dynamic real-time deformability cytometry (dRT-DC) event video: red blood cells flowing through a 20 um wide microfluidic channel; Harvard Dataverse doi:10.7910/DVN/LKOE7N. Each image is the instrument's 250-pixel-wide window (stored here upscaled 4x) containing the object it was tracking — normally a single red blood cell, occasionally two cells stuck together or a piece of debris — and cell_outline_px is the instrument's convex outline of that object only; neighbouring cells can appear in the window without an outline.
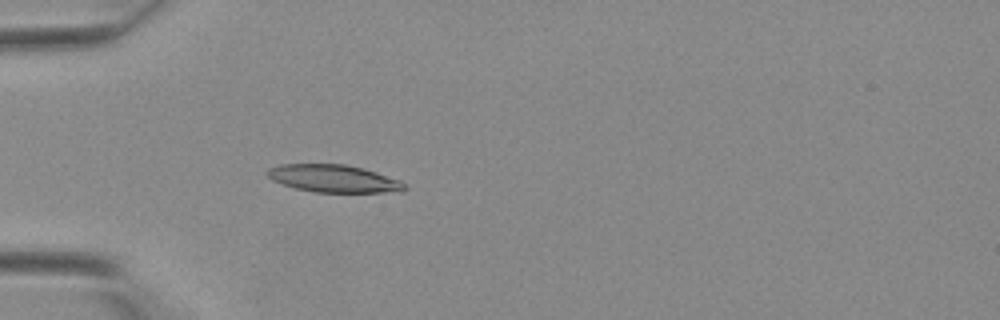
{"species": "Egyptian fruit bat (a non-hibernating species)", "species_latin": "Rousettus aegyptiacus", "temperature_condition": "warm", "stored_images_in_passage": 41, "camera_frame_rate_fps": 3000, "um_per_image_px": 0.085, "animal": {"sex": "female"}, "frame": {"image": 1, "passage_image": 13, "time_ms": 4.0, "image_size_px": [1000, 320], "cell_outline_px": [[408, 188], [404, 192], [316, 192], [296, 188], [272, 180], [264, 172], [268, 168], [280, 164], [344, 164], [364, 168], [400, 180]], "centroid_in_image_um": [28.38, 15.17], "position_along_channel_um": 56.6, "area_um2": 22.08}}
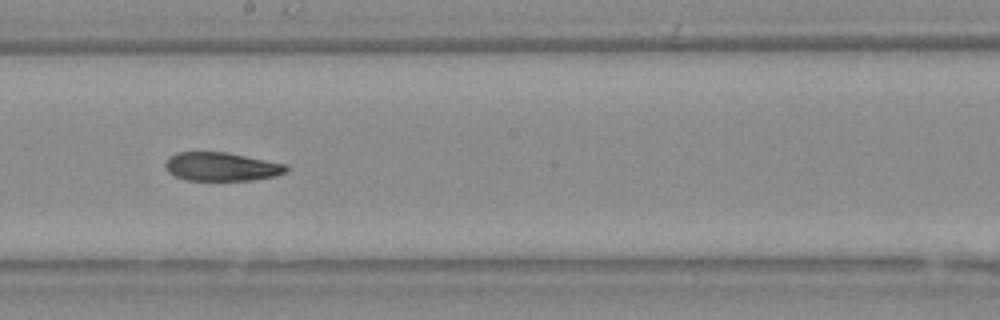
{"frame": {"image": 2, "passage_image": 24, "time_ms": 7.667, "image_size_px": [1000, 320], "cell_outline_px": [[288, 168], [284, 172], [276, 176], [252, 180], [184, 180], [168, 172], [164, 168], [164, 164], [168, 156], [176, 152], [228, 152], [288, 164]], "centroid_in_image_um": [18.8, 14.16], "position_along_channel_um": 229.4, "area_um2": 20.4}}
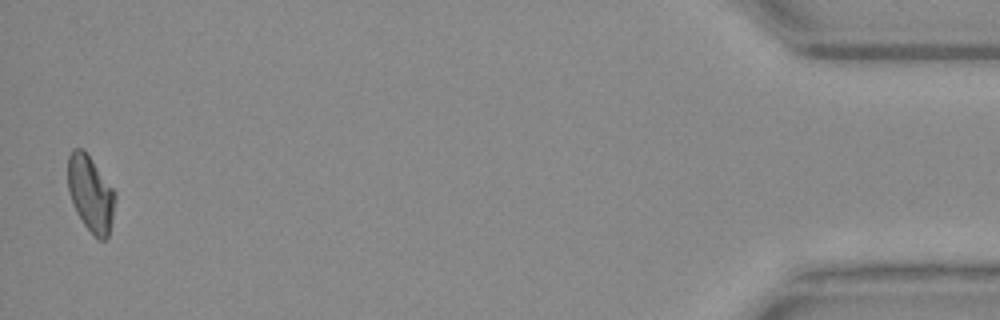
{"frame": {"image": 3, "passage_image": 41, "time_ms": 13.333, "image_size_px": [1000, 320], "cell_outline_px": [[116, 200], [112, 220], [108, 236], [104, 240], [100, 240], [84, 224], [76, 212], [68, 192], [68, 156], [76, 148], [80, 148], [88, 156], [116, 192]], "centroid_in_image_um": [7.71, 16.49], "position_along_channel_um": 427.5, "area_um2": 20.52}}